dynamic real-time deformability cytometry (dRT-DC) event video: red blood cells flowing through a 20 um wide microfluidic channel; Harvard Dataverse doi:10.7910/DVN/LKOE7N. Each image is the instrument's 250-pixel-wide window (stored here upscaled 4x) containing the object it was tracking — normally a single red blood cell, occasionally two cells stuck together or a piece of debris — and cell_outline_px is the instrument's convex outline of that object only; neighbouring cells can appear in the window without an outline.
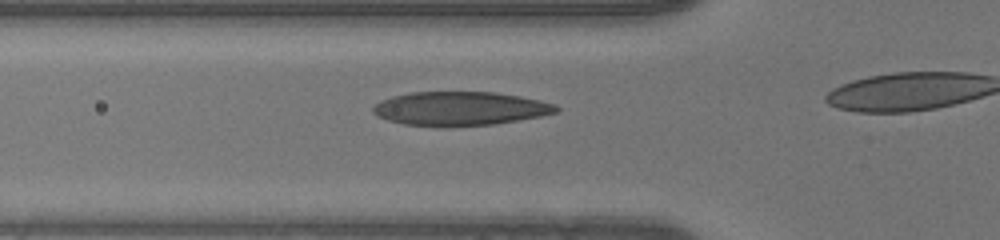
{"species": "human", "species_latin": "Homo sapiens", "temperature_condition": "warm", "stored_images_in_passage": 11, "camera_frame_rate_fps": 3000, "um_per_image_px": 0.085, "donor": {"sex": "male"}, "frame": {"image": 1, "passage_image": 4, "time_ms": 1.0, "image_size_px": [1000, 240], "cell_outline_px": [[560, 112], [520, 120], [496, 124], [448, 128], [440, 128], [404, 124], [388, 120], [372, 112], [372, 108], [380, 100], [392, 96], [408, 92], [496, 92], [520, 96], [540, 100], [556, 104], [560, 108]], "centroid_in_image_um": [39.13, 9.25], "position_along_channel_um": 86.7, "area_um2": 36.88}}
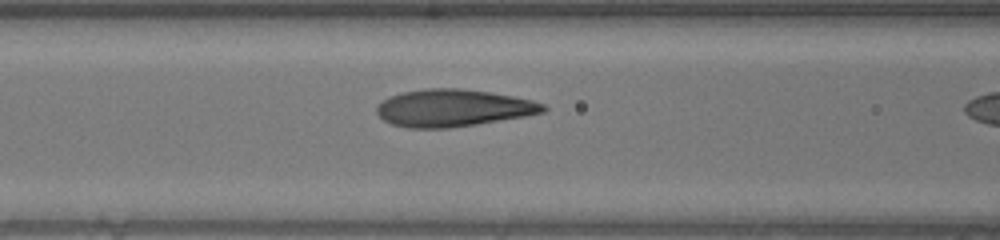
{"frame": {"image": 2, "passage_image": 7, "time_ms": 2.0, "image_size_px": [1000, 240], "cell_outline_px": [[548, 108], [544, 112], [524, 116], [476, 124], [448, 128], [408, 128], [392, 124], [384, 120], [376, 112], [376, 104], [392, 96], [404, 92], [424, 88], [460, 88], [488, 92], [512, 96], [532, 100], [544, 104]], "centroid_in_image_um": [38.5, 9.18], "position_along_channel_um": 128.1, "area_um2": 35.89}}
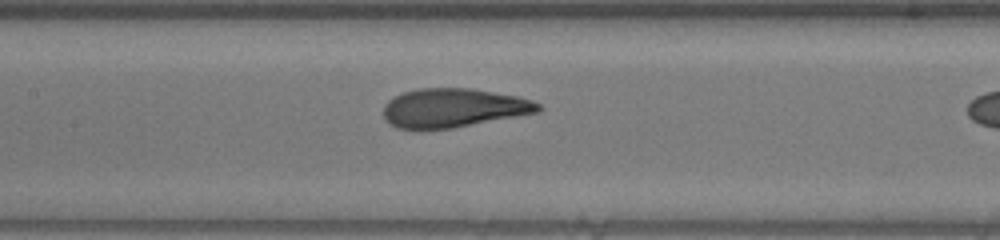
{"frame": {"image": 3, "passage_image": 10, "time_ms": 3.0, "image_size_px": [1000, 240], "cell_outline_px": [[544, 108], [540, 112], [452, 128], [396, 128], [384, 120], [384, 104], [388, 100], [404, 92], [420, 88], [468, 88], [516, 96], [532, 100], [540, 104]], "centroid_in_image_um": [38.56, 9.17], "position_along_channel_um": 168.8, "area_um2": 34.85}}